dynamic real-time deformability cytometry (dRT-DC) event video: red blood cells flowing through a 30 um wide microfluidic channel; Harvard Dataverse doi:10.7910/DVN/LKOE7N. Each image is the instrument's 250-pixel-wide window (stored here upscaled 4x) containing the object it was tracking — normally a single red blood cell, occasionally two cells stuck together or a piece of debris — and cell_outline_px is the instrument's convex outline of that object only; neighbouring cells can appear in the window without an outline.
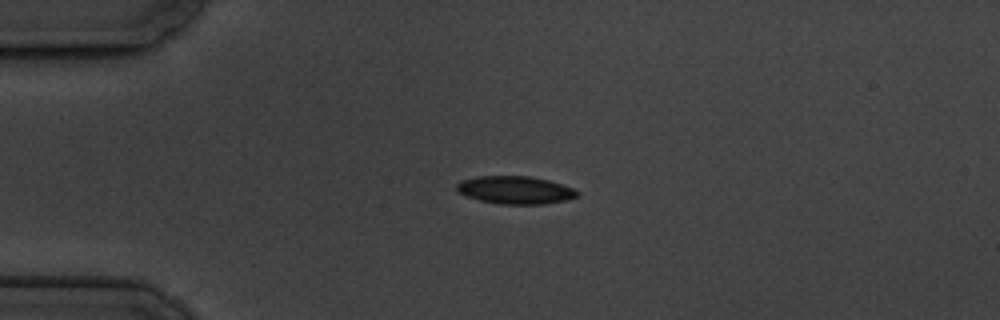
{"species": "common noctule bat (a hibernating species)", "species_latin": "Nyctalus noctula", "temperature_condition": "cold", "stored_images_in_passage": 5, "camera_frame_rate_fps": 3000, "um_per_image_px": 0.085, "animal": {"sex": "male", "body_mass_g": 19.5, "forearm_length_mm": 54.6}, "frame": {"image": 1, "passage_image": 3, "time_ms": 2.333, "image_size_px": [1000, 320], "cell_outline_px": [[580, 192], [576, 196], [564, 200], [544, 204], [500, 204], [480, 200], [468, 196], [460, 192], [456, 188], [456, 184], [460, 180], [476, 176], [528, 176], [548, 180], [572, 188]], "centroid_in_image_um": [43.76, 16.14], "position_along_channel_um": 41.2, "area_um2": 19.31}}